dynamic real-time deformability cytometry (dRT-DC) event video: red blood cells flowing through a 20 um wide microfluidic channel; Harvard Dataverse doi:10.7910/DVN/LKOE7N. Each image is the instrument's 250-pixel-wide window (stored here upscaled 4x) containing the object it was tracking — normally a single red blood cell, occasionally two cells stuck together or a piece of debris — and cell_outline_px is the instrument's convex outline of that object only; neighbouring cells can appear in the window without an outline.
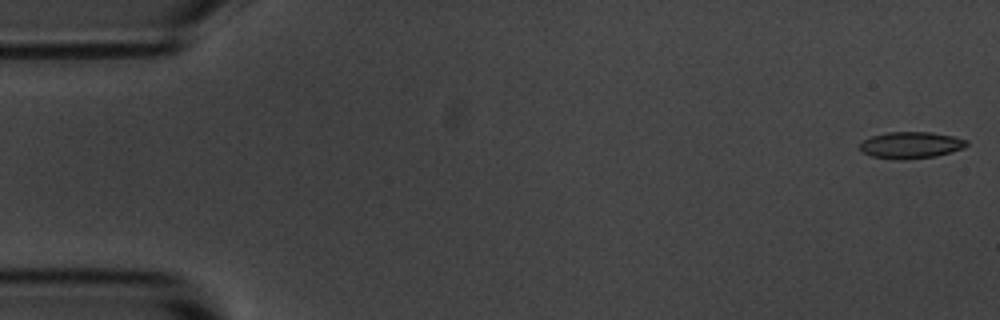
{"species": "common noctule bat (a hibernating species)", "species_latin": "Nyctalus noctula", "temperature_condition": "room temperature", "stored_images_in_passage": 11, "camera_frame_rate_fps": 3000, "um_per_image_px": 0.085, "animal": {"sex": "male", "body_mass_g": 20.1, "forearm_length_mm": 53.5}, "frame": {"image": 1, "passage_image": 1, "time_ms": 0.0, "image_size_px": [1000, 320], "cell_outline_px": [[968, 144], [964, 148], [952, 152], [936, 156], [904, 160], [900, 160], [872, 156], [864, 152], [860, 148], [860, 144], [864, 140], [872, 136], [888, 132], [928, 132], [952, 136], [968, 140]], "centroid_in_image_um": [77.46, 12.34], "position_along_channel_um": 7.5, "area_um2": 16.47}}